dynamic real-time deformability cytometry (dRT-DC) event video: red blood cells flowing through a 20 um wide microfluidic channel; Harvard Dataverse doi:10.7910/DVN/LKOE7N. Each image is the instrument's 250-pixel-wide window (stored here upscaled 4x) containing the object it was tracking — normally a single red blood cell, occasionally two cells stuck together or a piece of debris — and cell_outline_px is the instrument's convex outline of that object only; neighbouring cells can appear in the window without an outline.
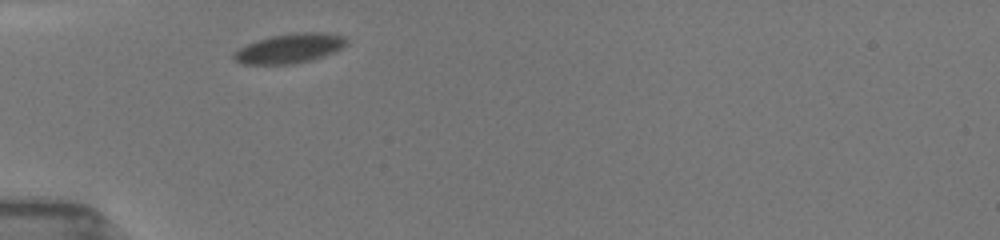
{"species": "common noctule bat (a hibernating species)", "species_latin": "Nyctalus noctula", "temperature_condition": "room temperature", "stored_images_in_passage": 13, "camera_frame_rate_fps": 3000, "um_per_image_px": 0.085, "animal": {"sex": "female", "body_mass_g": 19.5, "forearm_length_mm": 54.1}, "frame": {"image": 1, "passage_image": 1, "time_ms": 0.0, "image_size_px": [1000, 240], "cell_outline_px": [[348, 44], [336, 52], [312, 60], [292, 64], [244, 64], [236, 60], [232, 56], [232, 52], [248, 44], [272, 36], [296, 32], [320, 32], [344, 36], [348, 40]], "centroid_in_image_um": [24.67, 4.11], "position_along_channel_um": 60.3, "area_um2": 19.36}}
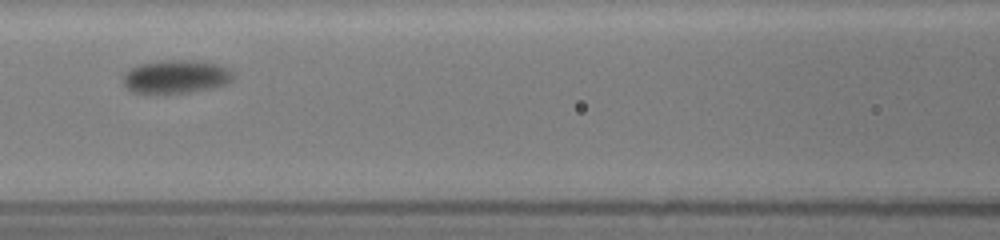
{"frame": {"image": 2, "passage_image": 8, "time_ms": 2.667, "image_size_px": [1000, 240], "cell_outline_px": [[232, 80], [224, 84], [212, 88], [188, 92], [132, 92], [124, 84], [124, 76], [132, 68], [140, 64], [164, 60], [192, 60], [220, 64], [228, 68], [232, 72]], "centroid_in_image_um": [15.0, 6.5], "position_along_channel_um": 151.6, "area_um2": 20.87}}
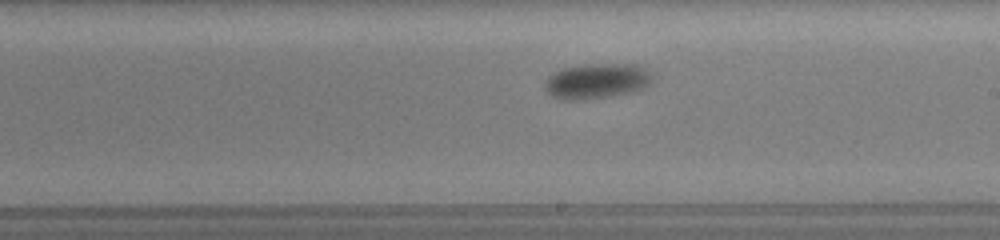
{"frame": {"image": 3, "passage_image": 11, "time_ms": 5.0, "image_size_px": [1000, 240], "cell_outline_px": [[652, 80], [644, 88], [612, 96], [580, 100], [564, 100], [552, 96], [544, 88], [544, 84], [548, 76], [564, 68], [588, 64], [636, 64], [648, 72], [652, 76]], "centroid_in_image_um": [50.69, 6.9], "position_along_channel_um": 238.3, "area_um2": 21.85}}